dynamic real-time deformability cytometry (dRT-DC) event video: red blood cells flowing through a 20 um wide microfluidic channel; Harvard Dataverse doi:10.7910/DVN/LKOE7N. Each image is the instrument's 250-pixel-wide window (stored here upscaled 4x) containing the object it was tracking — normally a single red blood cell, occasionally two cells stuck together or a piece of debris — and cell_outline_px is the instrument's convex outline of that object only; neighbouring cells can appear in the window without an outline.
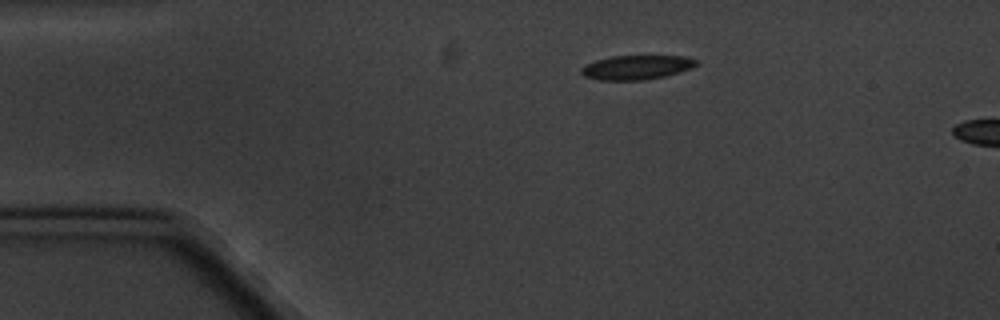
{"species": "common noctule bat (a hibernating species)", "species_latin": "Nyctalus noctula", "temperature_condition": "cold", "stored_images_in_passage": 3, "camera_frame_rate_fps": 3000, "um_per_image_px": 0.085, "animal": {"sex": "male", "body_mass_g": 20.1, "forearm_length_mm": 53.5}, "frame": {"image": 1, "passage_image": 1, "time_ms": 0.0, "image_size_px": [1000, 320], "cell_outline_px": [[696, 64], [692, 68], [680, 72], [664, 76], [640, 80], [600, 80], [584, 76], [580, 72], [580, 68], [584, 64], [596, 60], [612, 56], [684, 56], [696, 60]], "centroid_in_image_um": [54.05, 5.72], "position_along_channel_um": 30.9, "area_um2": 16.18}}